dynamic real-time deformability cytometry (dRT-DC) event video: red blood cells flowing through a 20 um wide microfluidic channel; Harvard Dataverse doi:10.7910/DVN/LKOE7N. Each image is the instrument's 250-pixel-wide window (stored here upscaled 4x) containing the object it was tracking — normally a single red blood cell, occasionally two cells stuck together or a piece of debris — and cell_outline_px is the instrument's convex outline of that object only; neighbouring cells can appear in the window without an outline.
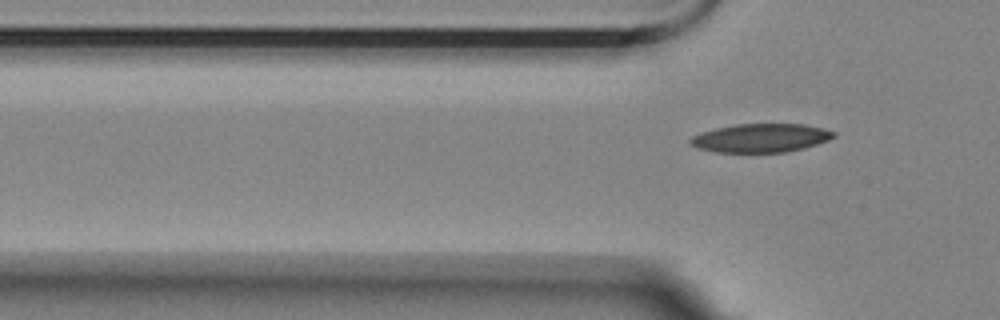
{"species": "Egyptian fruit bat (a non-hibernating species)", "species_latin": "Rousettus aegyptiacus", "temperature_condition": "room temperature", "stored_images_in_passage": 3, "camera_frame_rate_fps": 3000, "um_per_image_px": 0.085, "animal": {"sex": "female"}, "frame": {"image": 1, "passage_image": 3, "time_ms": 0.667, "image_size_px": [1000, 320], "cell_outline_px": [[836, 136], [828, 140], [804, 148], [784, 152], [716, 152], [696, 148], [688, 144], [688, 140], [692, 136], [700, 132], [716, 128], [736, 124], [804, 124], [824, 128], [836, 132]], "centroid_in_image_um": [64.64, 11.72], "position_along_channel_um": 61.2, "area_um2": 24.04}}